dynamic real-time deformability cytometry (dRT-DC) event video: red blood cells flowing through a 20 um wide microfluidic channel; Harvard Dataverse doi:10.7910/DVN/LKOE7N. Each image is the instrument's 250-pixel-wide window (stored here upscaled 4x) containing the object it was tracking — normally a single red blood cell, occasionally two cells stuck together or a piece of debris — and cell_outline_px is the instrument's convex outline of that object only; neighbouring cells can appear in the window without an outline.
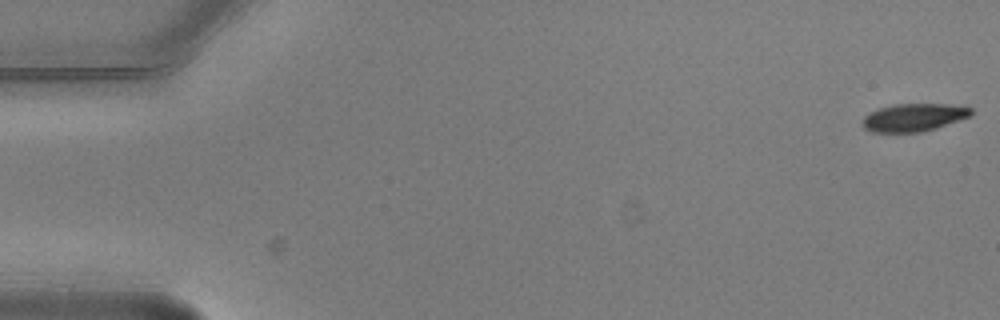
{"species": "common noctule bat (a hibernating species)", "species_latin": "Nyctalus noctula", "temperature_condition": "warm", "stored_images_in_passage": 4, "camera_frame_rate_fps": 3000, "um_per_image_px": 0.085, "animal": {"sex": "male", "body_mass_g": 20.5, "forearm_length_mm": 52.5}, "frame": {"image": 1, "passage_image": 1, "time_ms": 0.0, "image_size_px": [1000, 320], "cell_outline_px": [[972, 116], [936, 128], [920, 132], [872, 132], [864, 128], [860, 124], [860, 120], [864, 116], [880, 108], [892, 104], [948, 104], [972, 108]], "centroid_in_image_um": [77.65, 9.98], "position_along_channel_um": 7.4, "area_um2": 17.69}}